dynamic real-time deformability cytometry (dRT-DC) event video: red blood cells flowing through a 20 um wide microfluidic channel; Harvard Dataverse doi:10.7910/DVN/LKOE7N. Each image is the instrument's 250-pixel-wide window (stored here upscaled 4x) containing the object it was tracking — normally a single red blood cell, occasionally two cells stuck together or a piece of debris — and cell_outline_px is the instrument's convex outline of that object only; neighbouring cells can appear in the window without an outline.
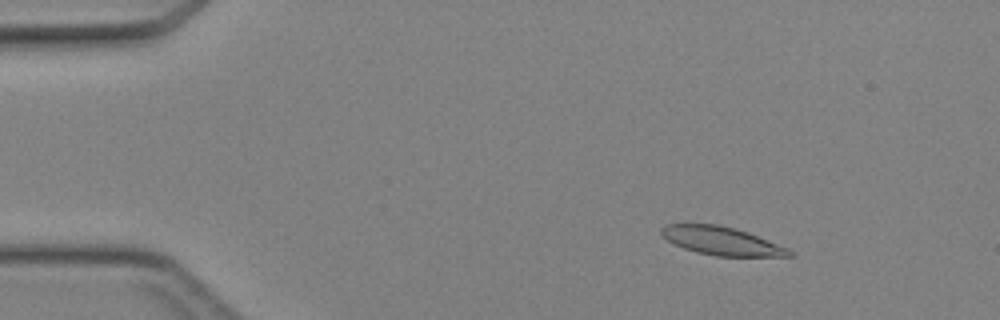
{"species": "Egyptian fruit bat (a non-hibernating species)", "species_latin": "Rousettus aegyptiacus", "temperature_condition": "cold", "stored_images_in_passage": 46, "camera_frame_rate_fps": 3000, "um_per_image_px": 0.085, "animal": {"sex": "female"}, "frame": {"image": 1, "passage_image": 7, "time_ms": 2.0, "image_size_px": [1000, 320], "cell_outline_px": [[792, 256], [716, 256], [696, 252], [684, 248], [660, 236], [660, 228], [668, 224], [716, 224], [748, 232], [788, 248], [792, 252]], "centroid_in_image_um": [61.3, 20.48], "position_along_channel_um": 23.7, "area_um2": 20.87}}
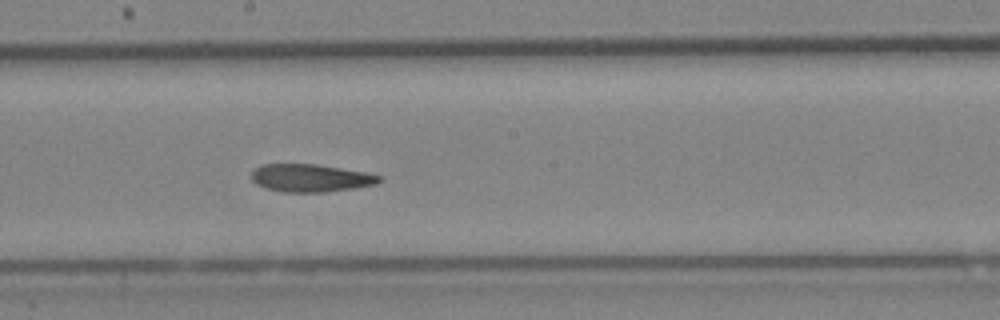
{"frame": {"image": 2, "passage_image": 26, "time_ms": 8.333, "image_size_px": [1000, 320], "cell_outline_px": [[384, 180], [376, 184], [352, 188], [324, 192], [284, 192], [264, 188], [256, 184], [252, 180], [252, 172], [260, 164], [316, 164], [364, 172], [384, 176]], "centroid_in_image_um": [26.41, 15.13], "position_along_channel_um": 221.8, "area_um2": 20.69}}
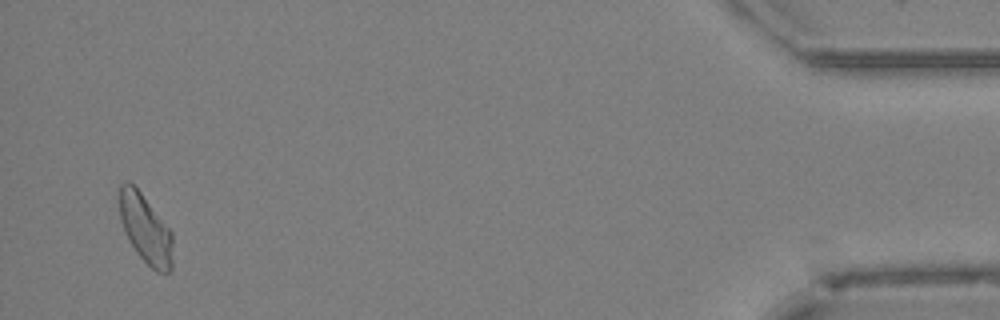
{"frame": {"image": 3, "passage_image": 45, "time_ms": 14.667, "image_size_px": [1000, 320], "cell_outline_px": [[172, 268], [168, 272], [156, 272], [136, 252], [124, 232], [120, 220], [120, 184], [128, 180], [140, 192], [172, 232]], "centroid_in_image_um": [12.36, 19.47], "position_along_channel_um": 422.8, "area_um2": 21.1}}